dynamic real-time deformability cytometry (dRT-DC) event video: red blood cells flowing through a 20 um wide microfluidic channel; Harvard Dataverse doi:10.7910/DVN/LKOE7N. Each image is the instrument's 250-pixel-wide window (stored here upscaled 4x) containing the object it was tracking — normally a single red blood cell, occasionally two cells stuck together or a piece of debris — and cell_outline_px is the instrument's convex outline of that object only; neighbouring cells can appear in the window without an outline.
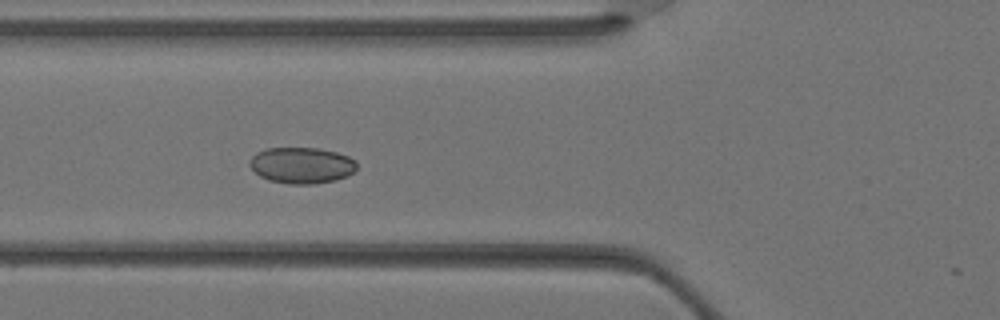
{"species": "Egyptian fruit bat (a non-hibernating species)", "species_latin": "Rousettus aegyptiacus", "temperature_condition": "warm", "stored_images_in_passage": 15, "camera_frame_rate_fps": 3000, "um_per_image_px": 0.085, "animal": {"sex": "female"}, "frame": {"image": 1, "passage_image": 14, "time_ms": 4.333, "image_size_px": [1000, 320], "cell_outline_px": [[356, 168], [348, 176], [336, 180], [312, 184], [288, 184], [268, 180], [260, 176], [248, 164], [248, 160], [256, 152], [268, 148], [316, 148], [336, 152], [348, 156], [356, 160]], "centroid_in_image_um": [25.62, 14.05], "position_along_channel_um": 100.2, "area_um2": 22.66}}